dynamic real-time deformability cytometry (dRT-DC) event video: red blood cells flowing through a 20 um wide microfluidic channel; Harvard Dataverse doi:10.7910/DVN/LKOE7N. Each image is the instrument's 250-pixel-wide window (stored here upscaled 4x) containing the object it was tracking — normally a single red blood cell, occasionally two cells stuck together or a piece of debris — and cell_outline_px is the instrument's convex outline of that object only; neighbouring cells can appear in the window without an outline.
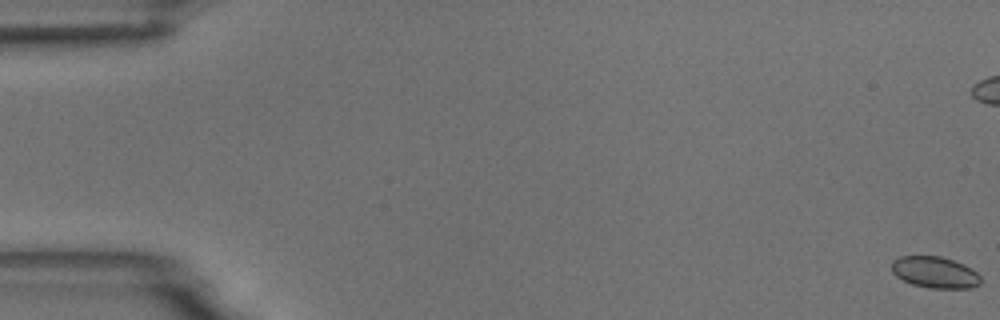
{"species": "common noctule bat (a hibernating species)", "species_latin": "Nyctalus noctula", "temperature_condition": "room temperature", "stored_images_in_passage": 9, "camera_frame_rate_fps": 3000, "um_per_image_px": 0.085, "animal": {"sex": "male", "body_mass_g": 18.8}, "frame": {"image": 1, "passage_image": 1, "time_ms": 0.0, "image_size_px": [1000, 320], "cell_outline_px": [[980, 284], [972, 288], [928, 288], [912, 284], [896, 276], [892, 272], [892, 260], [900, 256], [940, 256], [964, 264], [972, 268], [980, 276]], "centroid_in_image_um": [79.47, 23.15], "position_along_channel_um": 5.5, "area_um2": 16.36}}